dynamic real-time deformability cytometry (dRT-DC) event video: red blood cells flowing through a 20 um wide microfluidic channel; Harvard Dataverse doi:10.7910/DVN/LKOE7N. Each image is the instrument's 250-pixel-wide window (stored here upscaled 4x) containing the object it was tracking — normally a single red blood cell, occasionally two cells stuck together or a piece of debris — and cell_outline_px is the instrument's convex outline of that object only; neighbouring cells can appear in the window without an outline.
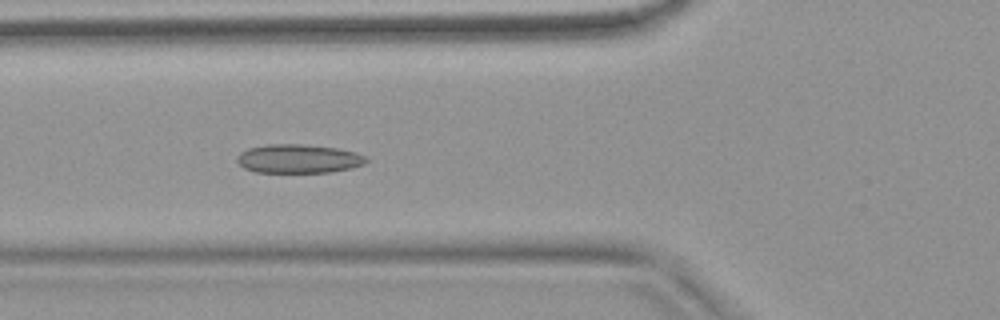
{"species": "common noctule bat (a hibernating species)", "species_latin": "Nyctalus noctula", "temperature_condition": "warm", "stored_images_in_passage": 54, "camera_frame_rate_fps": 3000, "um_per_image_px": 0.085, "animal": {"sex": "female", "body_mass_g": 18.4}, "frame": {"image": 1, "passage_image": 20, "time_ms": 6.333, "image_size_px": [1000, 320], "cell_outline_px": [[368, 160], [364, 164], [352, 168], [328, 172], [256, 172], [244, 168], [236, 160], [236, 156], [240, 152], [248, 148], [268, 144], [300, 144], [340, 148], [356, 152], [364, 156]], "centroid_in_image_um": [25.36, 13.48], "position_along_channel_um": 100.4, "area_um2": 21.73}}
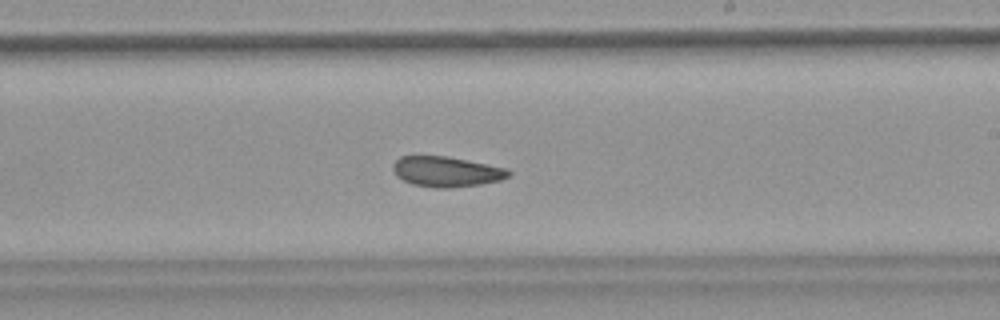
{"frame": {"image": 2, "passage_image": 32, "time_ms": 10.333, "image_size_px": [1000, 320], "cell_outline_px": [[512, 172], [508, 176], [500, 180], [480, 184], [448, 188], [436, 188], [412, 184], [396, 176], [392, 168], [392, 164], [400, 156], [448, 156], [504, 168]], "centroid_in_image_um": [37.89, 14.59], "position_along_channel_um": 251.1, "area_um2": 20.23}}
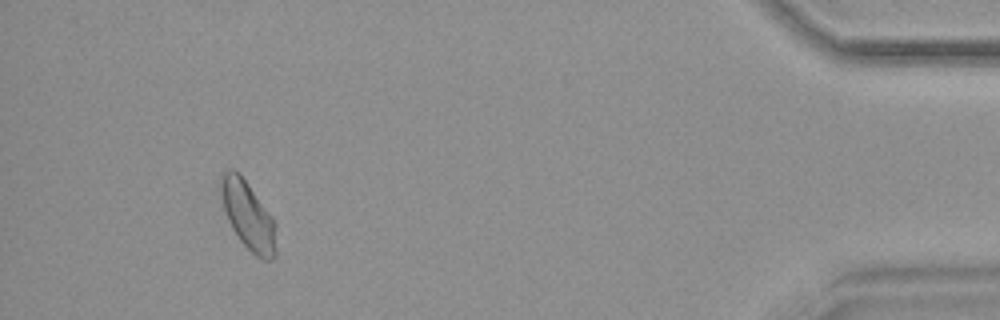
{"frame": {"image": 3, "passage_image": 50, "time_ms": 16.333, "image_size_px": [1000, 320], "cell_outline_px": [[276, 256], [272, 260], [264, 260], [256, 256], [240, 240], [232, 228], [228, 220], [224, 208], [220, 188], [220, 176], [228, 168], [232, 168], [240, 172], [272, 216], [276, 224]], "centroid_in_image_um": [21.1, 18.3], "position_along_channel_um": 414.1, "area_um2": 22.14}, "authors_computed_cell_mechanics": {"area_um2": 21.2415, "velocity_mm_per_s": 3.7746, "shape_relaxation_time_tau1_ms": null, "shape_relaxation_time_tau2_ms": 4.4819, "deformation_change_tau1": null, "deformation_change_tau2": 0.1136}}